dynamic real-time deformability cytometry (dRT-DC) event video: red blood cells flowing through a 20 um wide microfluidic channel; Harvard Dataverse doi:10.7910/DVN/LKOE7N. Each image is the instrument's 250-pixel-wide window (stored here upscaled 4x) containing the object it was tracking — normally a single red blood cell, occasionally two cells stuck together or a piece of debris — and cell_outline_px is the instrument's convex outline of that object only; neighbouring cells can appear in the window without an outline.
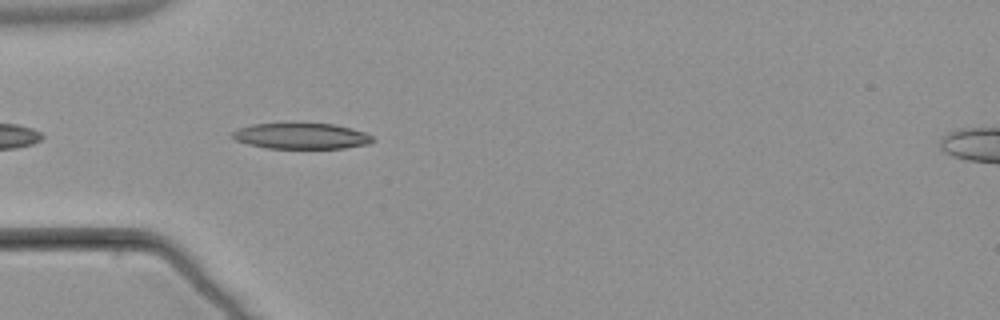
{"species": "common noctule bat (a hibernating species)", "species_latin": "Nyctalus noctula", "temperature_condition": "warm", "stored_images_in_passage": 4, "camera_frame_rate_fps": 3000, "um_per_image_px": 0.085, "animal": {"sex": "male", "body_mass_g": 21.5, "forearm_length_mm": 52.0}, "frame": {"image": 1, "passage_image": 4, "time_ms": 4.333, "image_size_px": [1000, 320], "cell_outline_px": [[376, 140], [368, 144], [344, 148], [264, 148], [248, 144], [236, 140], [232, 136], [232, 132], [240, 128], [252, 124], [336, 124], [352, 128], [364, 132], [372, 136]], "centroid_in_image_um": [25.64, 11.57], "position_along_channel_um": 59.4, "area_um2": 20.98}}